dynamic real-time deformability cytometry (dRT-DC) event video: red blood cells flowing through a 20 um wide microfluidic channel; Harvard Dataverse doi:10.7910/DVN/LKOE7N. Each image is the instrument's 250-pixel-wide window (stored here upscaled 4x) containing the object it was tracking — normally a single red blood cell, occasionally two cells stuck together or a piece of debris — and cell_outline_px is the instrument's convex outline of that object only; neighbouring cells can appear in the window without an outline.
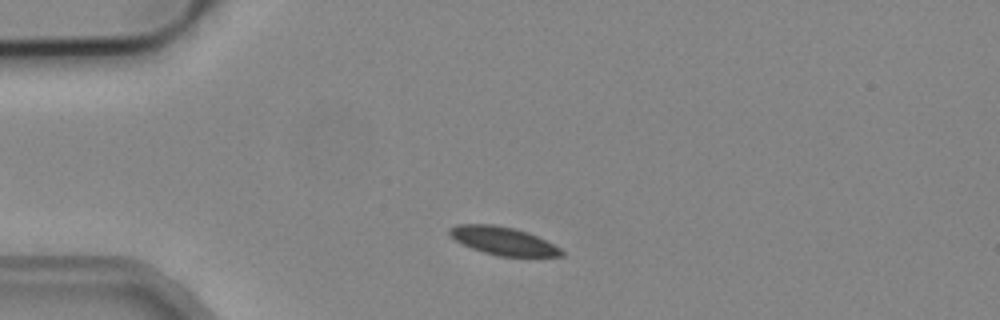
{"species": "common noctule bat (a hibernating species)", "species_latin": "Nyctalus noctula", "temperature_condition": "cold", "stored_images_in_passage": 6, "camera_frame_rate_fps": 3000, "um_per_image_px": 0.085, "animal": {"sex": "male", "body_mass_g": 19.2, "forearm_length_mm": 51.8}, "frame": {"image": 1, "passage_image": 1, "time_ms": 0.0, "image_size_px": [1000, 320], "cell_outline_px": [[564, 256], [500, 256], [484, 252], [472, 248], [456, 240], [448, 232], [448, 228], [456, 224], [492, 224], [512, 228], [528, 232], [560, 248], [564, 252]], "centroid_in_image_um": [42.75, 20.47], "position_along_channel_um": 42.3, "area_um2": 17.98}}
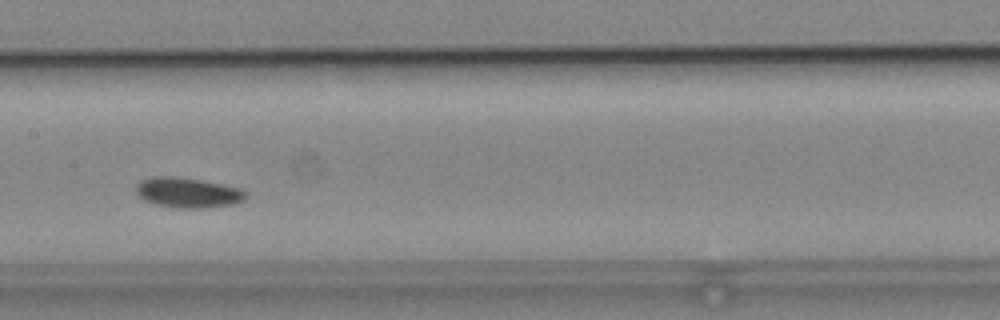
{"frame": {"image": 2, "passage_image": 5, "time_ms": 1.333, "image_size_px": [1000, 320], "cell_outline_px": [[248, 196], [244, 200], [232, 204], [204, 208], [176, 208], [156, 204], [144, 200], [136, 192], [136, 184], [140, 180], [156, 176], [168, 176], [200, 180], [240, 188], [248, 192]], "centroid_in_image_um": [15.97, 16.38], "position_along_channel_um": 191.4, "area_um2": 19.19}}
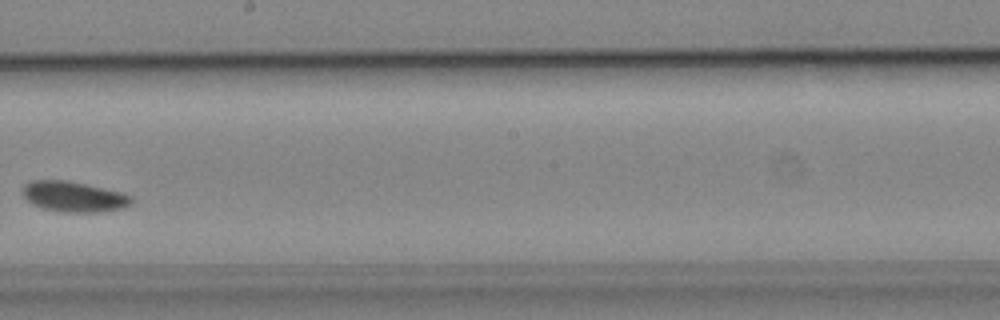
{"frame": {"image": 3, "passage_image": 6, "time_ms": 1.667, "image_size_px": [1000, 320], "cell_outline_px": [[132, 200], [124, 208], [96, 212], [60, 212], [44, 208], [28, 200], [24, 196], [24, 184], [32, 180], [68, 180], [124, 192], [132, 196]], "centroid_in_image_um": [6.31, 16.7], "position_along_channel_um": 241.9, "area_um2": 19.19}}